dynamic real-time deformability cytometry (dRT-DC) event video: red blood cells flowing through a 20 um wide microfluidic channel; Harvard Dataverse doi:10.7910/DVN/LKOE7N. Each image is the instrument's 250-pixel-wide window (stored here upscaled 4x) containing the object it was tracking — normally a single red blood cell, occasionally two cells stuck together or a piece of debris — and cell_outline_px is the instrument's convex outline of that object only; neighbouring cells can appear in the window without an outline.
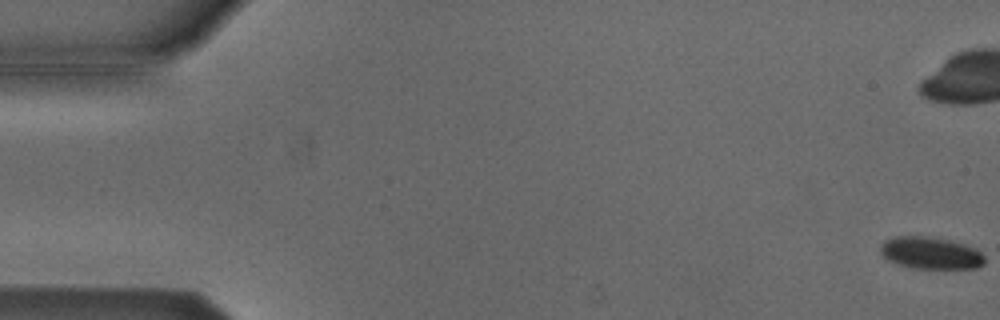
{"species": "Egyptian fruit bat (a non-hibernating species)", "species_latin": "Rousettus aegyptiacus", "temperature_condition": "cold", "stored_images_in_passage": 56, "camera_frame_rate_fps": 3000, "um_per_image_px": 0.085, "animal": {"sex": "male"}, "frame": {"image": 1, "passage_image": 1, "time_ms": 0.0, "image_size_px": [1000, 320], "cell_outline_px": [[984, 264], [976, 268], [912, 268], [888, 260], [880, 252], [880, 244], [884, 240], [892, 236], [928, 236], [952, 240], [976, 248], [984, 256]], "centroid_in_image_um": [79.09, 21.48], "position_along_channel_um": 5.9, "area_um2": 19.59}}
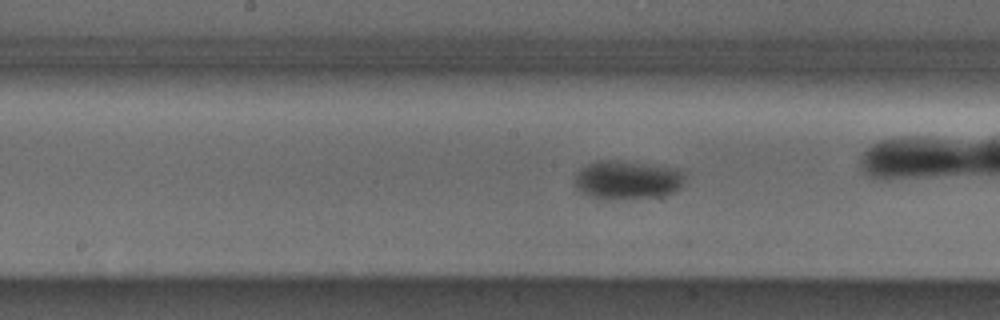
{"frame": {"image": 2, "passage_image": 28, "time_ms": 9.0, "image_size_px": [1000, 320], "cell_outline_px": [[684, 184], [676, 192], [652, 196], [608, 200], [600, 200], [576, 188], [576, 172], [580, 168], [596, 160], [616, 160], [660, 168], [680, 172], [684, 176]], "centroid_in_image_um": [53.22, 15.32], "position_along_channel_um": 195.0, "area_um2": 23.93}}
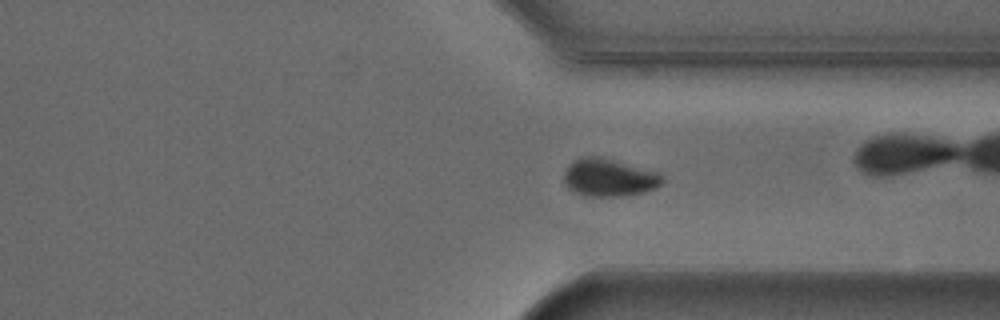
{"frame": {"image": 3, "passage_image": 41, "time_ms": 13.333, "image_size_px": [1000, 320], "cell_outline_px": [[664, 180], [656, 188], [644, 192], [624, 196], [584, 196], [568, 188], [564, 180], [564, 172], [568, 164], [572, 160], [580, 156], [600, 156], [660, 172], [664, 176]], "centroid_in_image_um": [51.77, 15.08], "position_along_channel_um": 359.6, "area_um2": 21.96}, "authors_computed_cell_mechanics": {"area_um2": 21.5305, "velocity_mm_per_s": 3.7988, "shape_relaxation_time_tau1_ms": 5.5213, "shape_relaxation_time_tau2_ms": null, "deformation_change_tau1": 0.1114, "deformation_change_tau2": null}}